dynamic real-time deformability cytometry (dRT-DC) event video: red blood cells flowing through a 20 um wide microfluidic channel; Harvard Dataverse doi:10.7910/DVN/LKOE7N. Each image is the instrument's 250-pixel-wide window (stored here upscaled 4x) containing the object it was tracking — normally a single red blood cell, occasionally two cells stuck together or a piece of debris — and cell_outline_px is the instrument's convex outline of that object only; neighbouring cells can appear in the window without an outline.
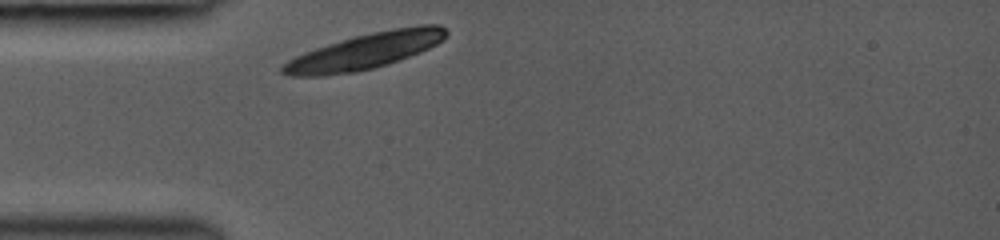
{"species": "common noctule bat (a hibernating species)", "species_latin": "Nyctalus noctula", "temperature_condition": "room temperature", "stored_images_in_passage": 27, "camera_frame_rate_fps": 3000, "um_per_image_px": 0.085, "animal": {"sex": "female", "body_mass_g": 19.0, "forearm_length_mm": 53.3}, "frame": {"image": 1, "passage_image": 1, "time_ms": 0.0, "image_size_px": [1000, 240], "cell_outline_px": [[448, 32], [444, 40], [420, 52], [372, 68], [356, 72], [324, 76], [288, 76], [280, 72], [280, 68], [288, 60], [304, 52], [352, 36], [392, 28], [420, 24], [440, 24]], "centroid_in_image_um": [31.02, 4.33], "position_along_channel_um": 54.0, "area_um2": 34.04}}
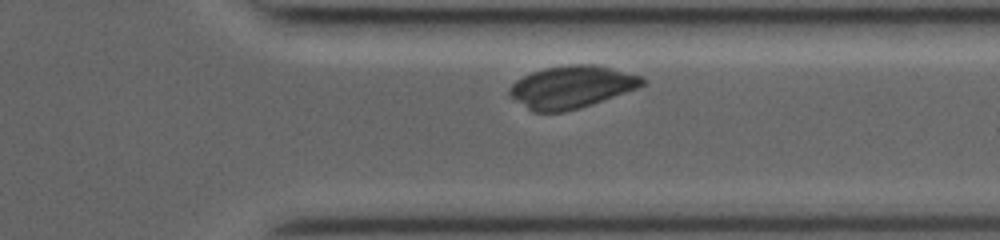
{"frame": {"image": 2, "passage_image": 24, "time_ms": 7.667, "image_size_px": [1000, 240], "cell_outline_px": [[648, 80], [644, 84], [636, 88], [592, 104], [580, 108], [564, 112], [532, 112], [516, 100], [508, 92], [508, 88], [516, 80], [532, 72], [544, 68], [568, 64], [596, 64], [644, 76]], "centroid_in_image_um": [48.6, 7.38], "position_along_channel_um": 362.8, "area_um2": 32.83}}
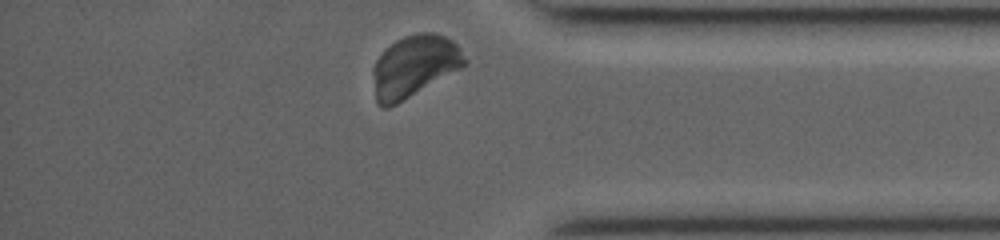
{"frame": {"image": 3, "passage_image": 27, "time_ms": 8.667, "image_size_px": [1000, 240], "cell_outline_px": [[468, 64], [396, 104], [388, 108], [380, 108], [376, 100], [372, 72], [372, 68], [376, 60], [396, 40], [404, 36], [416, 32], [436, 32], [452, 40], [460, 48], [468, 60]], "centroid_in_image_um": [35.22, 5.61], "position_along_channel_um": 400.0, "area_um2": 32.89}}